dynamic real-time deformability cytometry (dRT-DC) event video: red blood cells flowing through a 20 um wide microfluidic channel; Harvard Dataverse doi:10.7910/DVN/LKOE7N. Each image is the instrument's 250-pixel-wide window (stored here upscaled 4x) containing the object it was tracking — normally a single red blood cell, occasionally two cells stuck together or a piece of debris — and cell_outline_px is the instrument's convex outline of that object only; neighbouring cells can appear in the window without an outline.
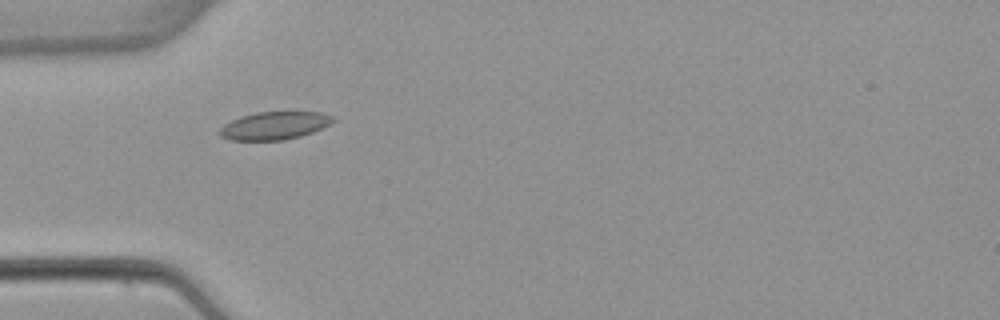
{"species": "common noctule bat (a hibernating species)", "species_latin": "Nyctalus noctula", "temperature_condition": "warm", "stored_images_in_passage": 2, "camera_frame_rate_fps": 3000, "um_per_image_px": 0.085, "animal": {"sex": "female", "body_mass_g": 22.7, "forearm_length_mm": 54.2}, "frame": {"image": 1, "passage_image": 2, "time_ms": 4.667, "image_size_px": [1000, 320], "cell_outline_px": [[336, 120], [332, 124], [312, 132], [300, 136], [284, 140], [232, 140], [220, 136], [220, 128], [224, 124], [240, 116], [256, 112], [320, 112], [332, 116]], "centroid_in_image_um": [23.35, 10.67], "position_along_channel_um": 61.7, "area_um2": 18.38}}